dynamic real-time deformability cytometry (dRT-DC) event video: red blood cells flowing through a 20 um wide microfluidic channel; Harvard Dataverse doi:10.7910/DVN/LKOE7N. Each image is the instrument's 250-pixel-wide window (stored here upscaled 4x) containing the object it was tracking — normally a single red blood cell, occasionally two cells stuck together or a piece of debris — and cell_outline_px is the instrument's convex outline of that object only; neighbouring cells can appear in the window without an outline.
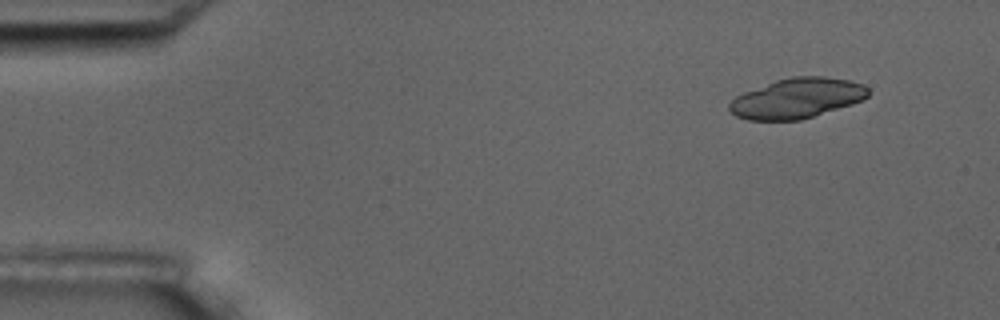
{"species": "common noctule bat (a hibernating species)", "species_latin": "Nyctalus noctula", "temperature_condition": "room temperature", "stored_images_in_passage": 5, "camera_frame_rate_fps": 3000, "um_per_image_px": 0.085, "animal": {"sex": "male", "body_mass_g": 17.5, "forearm_length_mm": 52.3}, "frame": {"image": 1, "passage_image": 2, "time_ms": 1.0, "image_size_px": [1000, 320], "cell_outline_px": [[872, 92], [864, 100], [852, 104], [800, 120], [748, 120], [736, 116], [728, 108], [728, 104], [736, 96], [744, 92], [776, 80], [792, 76], [824, 76], [848, 80], [864, 84]], "centroid_in_image_um": [67.77, 8.34], "position_along_channel_um": 17.2, "area_um2": 32.48}}